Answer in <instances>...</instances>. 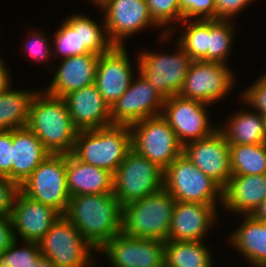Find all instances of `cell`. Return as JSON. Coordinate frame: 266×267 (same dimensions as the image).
I'll return each mask as SVG.
<instances>
[{
    "label": "cell",
    "instance_id": "obj_29",
    "mask_svg": "<svg viewBox=\"0 0 266 267\" xmlns=\"http://www.w3.org/2000/svg\"><path fill=\"white\" fill-rule=\"evenodd\" d=\"M232 175L266 174V143L229 145Z\"/></svg>",
    "mask_w": 266,
    "mask_h": 267
},
{
    "label": "cell",
    "instance_id": "obj_25",
    "mask_svg": "<svg viewBox=\"0 0 266 267\" xmlns=\"http://www.w3.org/2000/svg\"><path fill=\"white\" fill-rule=\"evenodd\" d=\"M230 242L255 267H266V222L245 215Z\"/></svg>",
    "mask_w": 266,
    "mask_h": 267
},
{
    "label": "cell",
    "instance_id": "obj_20",
    "mask_svg": "<svg viewBox=\"0 0 266 267\" xmlns=\"http://www.w3.org/2000/svg\"><path fill=\"white\" fill-rule=\"evenodd\" d=\"M71 121L80 130H92L112 125L110 107L95 84L74 90L63 97Z\"/></svg>",
    "mask_w": 266,
    "mask_h": 267
},
{
    "label": "cell",
    "instance_id": "obj_11",
    "mask_svg": "<svg viewBox=\"0 0 266 267\" xmlns=\"http://www.w3.org/2000/svg\"><path fill=\"white\" fill-rule=\"evenodd\" d=\"M207 105L210 104L187 99L179 94L165 99L161 115L168 121L183 146L207 138L218 129L209 122Z\"/></svg>",
    "mask_w": 266,
    "mask_h": 267
},
{
    "label": "cell",
    "instance_id": "obj_34",
    "mask_svg": "<svg viewBox=\"0 0 266 267\" xmlns=\"http://www.w3.org/2000/svg\"><path fill=\"white\" fill-rule=\"evenodd\" d=\"M18 239L0 255L2 267H33V263L41 256L38 242L24 241L21 248H18Z\"/></svg>",
    "mask_w": 266,
    "mask_h": 267
},
{
    "label": "cell",
    "instance_id": "obj_45",
    "mask_svg": "<svg viewBox=\"0 0 266 267\" xmlns=\"http://www.w3.org/2000/svg\"><path fill=\"white\" fill-rule=\"evenodd\" d=\"M33 267H57L50 259L45 258L44 256H40L35 263H33Z\"/></svg>",
    "mask_w": 266,
    "mask_h": 267
},
{
    "label": "cell",
    "instance_id": "obj_42",
    "mask_svg": "<svg viewBox=\"0 0 266 267\" xmlns=\"http://www.w3.org/2000/svg\"><path fill=\"white\" fill-rule=\"evenodd\" d=\"M15 240L10 216L0 215V255Z\"/></svg>",
    "mask_w": 266,
    "mask_h": 267
},
{
    "label": "cell",
    "instance_id": "obj_5",
    "mask_svg": "<svg viewBox=\"0 0 266 267\" xmlns=\"http://www.w3.org/2000/svg\"><path fill=\"white\" fill-rule=\"evenodd\" d=\"M163 188L175 201L217 205L219 200L223 203V189L183 153L164 170Z\"/></svg>",
    "mask_w": 266,
    "mask_h": 267
},
{
    "label": "cell",
    "instance_id": "obj_6",
    "mask_svg": "<svg viewBox=\"0 0 266 267\" xmlns=\"http://www.w3.org/2000/svg\"><path fill=\"white\" fill-rule=\"evenodd\" d=\"M164 170L131 149L113 174V193L124 205L163 189Z\"/></svg>",
    "mask_w": 266,
    "mask_h": 267
},
{
    "label": "cell",
    "instance_id": "obj_35",
    "mask_svg": "<svg viewBox=\"0 0 266 267\" xmlns=\"http://www.w3.org/2000/svg\"><path fill=\"white\" fill-rule=\"evenodd\" d=\"M153 20L162 28L165 25L181 22L183 15L178 0H146Z\"/></svg>",
    "mask_w": 266,
    "mask_h": 267
},
{
    "label": "cell",
    "instance_id": "obj_13",
    "mask_svg": "<svg viewBox=\"0 0 266 267\" xmlns=\"http://www.w3.org/2000/svg\"><path fill=\"white\" fill-rule=\"evenodd\" d=\"M110 107L111 124L127 125L161 115L165 98L141 74Z\"/></svg>",
    "mask_w": 266,
    "mask_h": 267
},
{
    "label": "cell",
    "instance_id": "obj_23",
    "mask_svg": "<svg viewBox=\"0 0 266 267\" xmlns=\"http://www.w3.org/2000/svg\"><path fill=\"white\" fill-rule=\"evenodd\" d=\"M66 180L70 197L113 193V174L66 155Z\"/></svg>",
    "mask_w": 266,
    "mask_h": 267
},
{
    "label": "cell",
    "instance_id": "obj_36",
    "mask_svg": "<svg viewBox=\"0 0 266 267\" xmlns=\"http://www.w3.org/2000/svg\"><path fill=\"white\" fill-rule=\"evenodd\" d=\"M183 20L216 19L215 0H178Z\"/></svg>",
    "mask_w": 266,
    "mask_h": 267
},
{
    "label": "cell",
    "instance_id": "obj_37",
    "mask_svg": "<svg viewBox=\"0 0 266 267\" xmlns=\"http://www.w3.org/2000/svg\"><path fill=\"white\" fill-rule=\"evenodd\" d=\"M242 101L261 115L266 114V73L261 75L249 88L242 92Z\"/></svg>",
    "mask_w": 266,
    "mask_h": 267
},
{
    "label": "cell",
    "instance_id": "obj_8",
    "mask_svg": "<svg viewBox=\"0 0 266 267\" xmlns=\"http://www.w3.org/2000/svg\"><path fill=\"white\" fill-rule=\"evenodd\" d=\"M30 199L53 207L61 215L67 211L70 194L66 180V154H50L19 186Z\"/></svg>",
    "mask_w": 266,
    "mask_h": 267
},
{
    "label": "cell",
    "instance_id": "obj_19",
    "mask_svg": "<svg viewBox=\"0 0 266 267\" xmlns=\"http://www.w3.org/2000/svg\"><path fill=\"white\" fill-rule=\"evenodd\" d=\"M216 210V205L176 201L167 241H203L215 225Z\"/></svg>",
    "mask_w": 266,
    "mask_h": 267
},
{
    "label": "cell",
    "instance_id": "obj_22",
    "mask_svg": "<svg viewBox=\"0 0 266 267\" xmlns=\"http://www.w3.org/2000/svg\"><path fill=\"white\" fill-rule=\"evenodd\" d=\"M266 198V174L232 175L223 189V207L234 213L252 215Z\"/></svg>",
    "mask_w": 266,
    "mask_h": 267
},
{
    "label": "cell",
    "instance_id": "obj_12",
    "mask_svg": "<svg viewBox=\"0 0 266 267\" xmlns=\"http://www.w3.org/2000/svg\"><path fill=\"white\" fill-rule=\"evenodd\" d=\"M235 77L227 64L192 61L179 95L187 99L214 104L234 86Z\"/></svg>",
    "mask_w": 266,
    "mask_h": 267
},
{
    "label": "cell",
    "instance_id": "obj_21",
    "mask_svg": "<svg viewBox=\"0 0 266 267\" xmlns=\"http://www.w3.org/2000/svg\"><path fill=\"white\" fill-rule=\"evenodd\" d=\"M62 60L46 93L63 98L74 90L95 84L99 55L88 53Z\"/></svg>",
    "mask_w": 266,
    "mask_h": 267
},
{
    "label": "cell",
    "instance_id": "obj_16",
    "mask_svg": "<svg viewBox=\"0 0 266 267\" xmlns=\"http://www.w3.org/2000/svg\"><path fill=\"white\" fill-rule=\"evenodd\" d=\"M183 154L222 189L226 187L232 176L230 148L219 129L207 138L185 144Z\"/></svg>",
    "mask_w": 266,
    "mask_h": 267
},
{
    "label": "cell",
    "instance_id": "obj_38",
    "mask_svg": "<svg viewBox=\"0 0 266 267\" xmlns=\"http://www.w3.org/2000/svg\"><path fill=\"white\" fill-rule=\"evenodd\" d=\"M31 38L28 42H26V50L29 56L32 55V59L34 61H46L48 63V59H50V55H53V51L49 48V44L47 42V38L43 35V32H31Z\"/></svg>",
    "mask_w": 266,
    "mask_h": 267
},
{
    "label": "cell",
    "instance_id": "obj_30",
    "mask_svg": "<svg viewBox=\"0 0 266 267\" xmlns=\"http://www.w3.org/2000/svg\"><path fill=\"white\" fill-rule=\"evenodd\" d=\"M187 25L177 43L193 61H208V19L182 20Z\"/></svg>",
    "mask_w": 266,
    "mask_h": 267
},
{
    "label": "cell",
    "instance_id": "obj_43",
    "mask_svg": "<svg viewBox=\"0 0 266 267\" xmlns=\"http://www.w3.org/2000/svg\"><path fill=\"white\" fill-rule=\"evenodd\" d=\"M11 75L9 73L8 68L5 66L4 61L0 57V94L6 91L10 86Z\"/></svg>",
    "mask_w": 266,
    "mask_h": 267
},
{
    "label": "cell",
    "instance_id": "obj_31",
    "mask_svg": "<svg viewBox=\"0 0 266 267\" xmlns=\"http://www.w3.org/2000/svg\"><path fill=\"white\" fill-rule=\"evenodd\" d=\"M233 33V23L229 20L208 19V61L226 63L234 41Z\"/></svg>",
    "mask_w": 266,
    "mask_h": 267
},
{
    "label": "cell",
    "instance_id": "obj_41",
    "mask_svg": "<svg viewBox=\"0 0 266 267\" xmlns=\"http://www.w3.org/2000/svg\"><path fill=\"white\" fill-rule=\"evenodd\" d=\"M254 0H215L216 20H232Z\"/></svg>",
    "mask_w": 266,
    "mask_h": 267
},
{
    "label": "cell",
    "instance_id": "obj_10",
    "mask_svg": "<svg viewBox=\"0 0 266 267\" xmlns=\"http://www.w3.org/2000/svg\"><path fill=\"white\" fill-rule=\"evenodd\" d=\"M177 54L139 52L137 70L166 99L177 95L183 88L191 57L177 43Z\"/></svg>",
    "mask_w": 266,
    "mask_h": 267
},
{
    "label": "cell",
    "instance_id": "obj_1",
    "mask_svg": "<svg viewBox=\"0 0 266 267\" xmlns=\"http://www.w3.org/2000/svg\"><path fill=\"white\" fill-rule=\"evenodd\" d=\"M64 215L97 251L122 230V206L114 193L70 197Z\"/></svg>",
    "mask_w": 266,
    "mask_h": 267
},
{
    "label": "cell",
    "instance_id": "obj_47",
    "mask_svg": "<svg viewBox=\"0 0 266 267\" xmlns=\"http://www.w3.org/2000/svg\"><path fill=\"white\" fill-rule=\"evenodd\" d=\"M263 118H264L265 131H266V114H265V115H263Z\"/></svg>",
    "mask_w": 266,
    "mask_h": 267
},
{
    "label": "cell",
    "instance_id": "obj_27",
    "mask_svg": "<svg viewBox=\"0 0 266 267\" xmlns=\"http://www.w3.org/2000/svg\"><path fill=\"white\" fill-rule=\"evenodd\" d=\"M10 86L0 94V131L27 126L31 104L38 93L27 90H11Z\"/></svg>",
    "mask_w": 266,
    "mask_h": 267
},
{
    "label": "cell",
    "instance_id": "obj_32",
    "mask_svg": "<svg viewBox=\"0 0 266 267\" xmlns=\"http://www.w3.org/2000/svg\"><path fill=\"white\" fill-rule=\"evenodd\" d=\"M55 55L67 58L76 55L91 53L84 45H81L80 14L68 17L54 34Z\"/></svg>",
    "mask_w": 266,
    "mask_h": 267
},
{
    "label": "cell",
    "instance_id": "obj_33",
    "mask_svg": "<svg viewBox=\"0 0 266 267\" xmlns=\"http://www.w3.org/2000/svg\"><path fill=\"white\" fill-rule=\"evenodd\" d=\"M80 37L81 45L97 55L108 52L114 46L107 37L104 23L101 28L89 16L80 15Z\"/></svg>",
    "mask_w": 266,
    "mask_h": 267
},
{
    "label": "cell",
    "instance_id": "obj_15",
    "mask_svg": "<svg viewBox=\"0 0 266 267\" xmlns=\"http://www.w3.org/2000/svg\"><path fill=\"white\" fill-rule=\"evenodd\" d=\"M109 41L124 46V39L147 26H158L152 18L146 0H109L100 8Z\"/></svg>",
    "mask_w": 266,
    "mask_h": 267
},
{
    "label": "cell",
    "instance_id": "obj_7",
    "mask_svg": "<svg viewBox=\"0 0 266 267\" xmlns=\"http://www.w3.org/2000/svg\"><path fill=\"white\" fill-rule=\"evenodd\" d=\"M41 255L57 267H89L97 250L65 216L60 215L38 242Z\"/></svg>",
    "mask_w": 266,
    "mask_h": 267
},
{
    "label": "cell",
    "instance_id": "obj_14",
    "mask_svg": "<svg viewBox=\"0 0 266 267\" xmlns=\"http://www.w3.org/2000/svg\"><path fill=\"white\" fill-rule=\"evenodd\" d=\"M97 252L104 253L111 267H164V242L143 239L122 231Z\"/></svg>",
    "mask_w": 266,
    "mask_h": 267
},
{
    "label": "cell",
    "instance_id": "obj_18",
    "mask_svg": "<svg viewBox=\"0 0 266 267\" xmlns=\"http://www.w3.org/2000/svg\"><path fill=\"white\" fill-rule=\"evenodd\" d=\"M60 215L53 207L34 201L19 191L10 215L15 239L18 234L22 242H39Z\"/></svg>",
    "mask_w": 266,
    "mask_h": 267
},
{
    "label": "cell",
    "instance_id": "obj_44",
    "mask_svg": "<svg viewBox=\"0 0 266 267\" xmlns=\"http://www.w3.org/2000/svg\"><path fill=\"white\" fill-rule=\"evenodd\" d=\"M252 216L262 222H266V198L260 203Z\"/></svg>",
    "mask_w": 266,
    "mask_h": 267
},
{
    "label": "cell",
    "instance_id": "obj_28",
    "mask_svg": "<svg viewBox=\"0 0 266 267\" xmlns=\"http://www.w3.org/2000/svg\"><path fill=\"white\" fill-rule=\"evenodd\" d=\"M203 241H165V267H213L210 248Z\"/></svg>",
    "mask_w": 266,
    "mask_h": 267
},
{
    "label": "cell",
    "instance_id": "obj_17",
    "mask_svg": "<svg viewBox=\"0 0 266 267\" xmlns=\"http://www.w3.org/2000/svg\"><path fill=\"white\" fill-rule=\"evenodd\" d=\"M133 76L125 46H113L108 52L99 55L95 85L109 107L126 92Z\"/></svg>",
    "mask_w": 266,
    "mask_h": 267
},
{
    "label": "cell",
    "instance_id": "obj_39",
    "mask_svg": "<svg viewBox=\"0 0 266 267\" xmlns=\"http://www.w3.org/2000/svg\"><path fill=\"white\" fill-rule=\"evenodd\" d=\"M0 175L12 181V130L0 131Z\"/></svg>",
    "mask_w": 266,
    "mask_h": 267
},
{
    "label": "cell",
    "instance_id": "obj_24",
    "mask_svg": "<svg viewBox=\"0 0 266 267\" xmlns=\"http://www.w3.org/2000/svg\"><path fill=\"white\" fill-rule=\"evenodd\" d=\"M50 155L27 127L12 130V181L19 186Z\"/></svg>",
    "mask_w": 266,
    "mask_h": 267
},
{
    "label": "cell",
    "instance_id": "obj_4",
    "mask_svg": "<svg viewBox=\"0 0 266 267\" xmlns=\"http://www.w3.org/2000/svg\"><path fill=\"white\" fill-rule=\"evenodd\" d=\"M174 198L163 188L122 207V232L126 235L167 241Z\"/></svg>",
    "mask_w": 266,
    "mask_h": 267
},
{
    "label": "cell",
    "instance_id": "obj_26",
    "mask_svg": "<svg viewBox=\"0 0 266 267\" xmlns=\"http://www.w3.org/2000/svg\"><path fill=\"white\" fill-rule=\"evenodd\" d=\"M218 129L226 136L229 145L265 144L266 131L263 115L257 111H240Z\"/></svg>",
    "mask_w": 266,
    "mask_h": 267
},
{
    "label": "cell",
    "instance_id": "obj_40",
    "mask_svg": "<svg viewBox=\"0 0 266 267\" xmlns=\"http://www.w3.org/2000/svg\"><path fill=\"white\" fill-rule=\"evenodd\" d=\"M19 185L0 175V215L10 216Z\"/></svg>",
    "mask_w": 266,
    "mask_h": 267
},
{
    "label": "cell",
    "instance_id": "obj_3",
    "mask_svg": "<svg viewBox=\"0 0 266 267\" xmlns=\"http://www.w3.org/2000/svg\"><path fill=\"white\" fill-rule=\"evenodd\" d=\"M131 149L130 126L112 124L78 131L71 154L81 162L114 174Z\"/></svg>",
    "mask_w": 266,
    "mask_h": 267
},
{
    "label": "cell",
    "instance_id": "obj_2",
    "mask_svg": "<svg viewBox=\"0 0 266 267\" xmlns=\"http://www.w3.org/2000/svg\"><path fill=\"white\" fill-rule=\"evenodd\" d=\"M27 127L50 154L72 153L79 131L65 100L40 90L32 101Z\"/></svg>",
    "mask_w": 266,
    "mask_h": 267
},
{
    "label": "cell",
    "instance_id": "obj_46",
    "mask_svg": "<svg viewBox=\"0 0 266 267\" xmlns=\"http://www.w3.org/2000/svg\"><path fill=\"white\" fill-rule=\"evenodd\" d=\"M93 1L92 3H95V6H99L98 9L104 5L106 2H108L109 0H91Z\"/></svg>",
    "mask_w": 266,
    "mask_h": 267
},
{
    "label": "cell",
    "instance_id": "obj_9",
    "mask_svg": "<svg viewBox=\"0 0 266 267\" xmlns=\"http://www.w3.org/2000/svg\"><path fill=\"white\" fill-rule=\"evenodd\" d=\"M130 130L132 149L163 170L183 153V145L162 115L136 122Z\"/></svg>",
    "mask_w": 266,
    "mask_h": 267
}]
</instances>
